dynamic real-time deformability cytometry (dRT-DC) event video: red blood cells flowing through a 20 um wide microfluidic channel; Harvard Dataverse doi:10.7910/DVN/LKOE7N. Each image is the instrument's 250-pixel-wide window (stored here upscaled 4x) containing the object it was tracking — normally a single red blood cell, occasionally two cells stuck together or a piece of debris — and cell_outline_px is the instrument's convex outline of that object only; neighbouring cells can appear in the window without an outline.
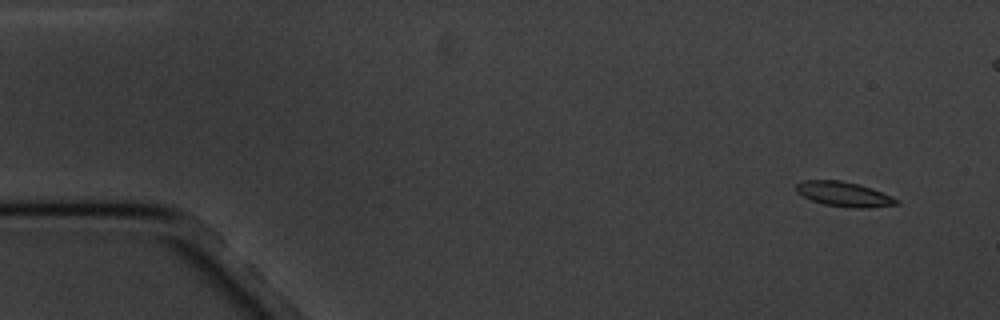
{"species": "common noctule bat (a hibernating species)", "species_latin": "Nyctalus noctula", "temperature_condition": "cold", "stored_images_in_passage": 9, "camera_frame_rate_fps": 3000, "um_per_image_px": 0.085, "animal": {"sex": "male", "body_mass_g": 20.1, "forearm_length_mm": 53.5}, "frame": {"image": 1, "passage_image": 1, "time_ms": 0.0, "image_size_px": [1000, 320], "cell_outline_px": [[900, 204], [868, 208], [856, 208], [824, 204], [812, 200], [796, 192], [796, 184], [804, 180], [840, 180], [860, 184], [872, 188], [892, 196], [900, 200]], "centroid_in_image_um": [71.78, 16.5], "position_along_channel_um": 13.2, "area_um2": 14.51}}
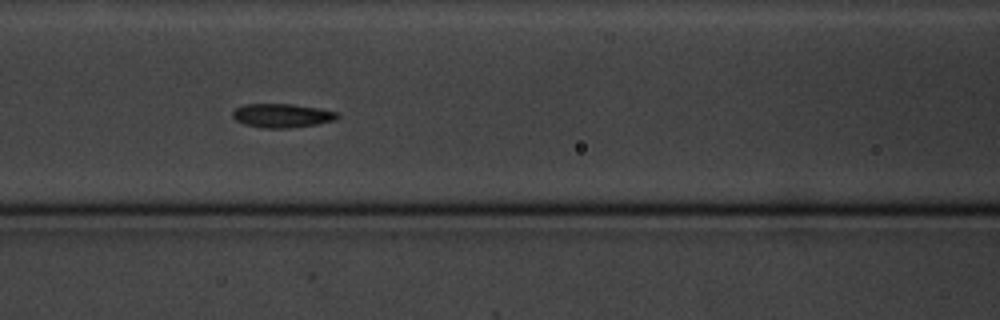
{"frame": {"image": 2, "passage_image": 7, "time_ms": 7.0, "image_size_px": [1000, 320], "cell_outline_px": [[340, 116], [336, 120], [316, 124], [288, 128], [264, 128], [244, 124], [236, 120], [232, 116], [232, 112], [236, 108], [244, 104], [292, 104], [320, 108], [340, 112]], "centroid_in_image_um": [24.01, 9.82], "position_along_channel_um": 142.6, "area_um2": 14.68}}
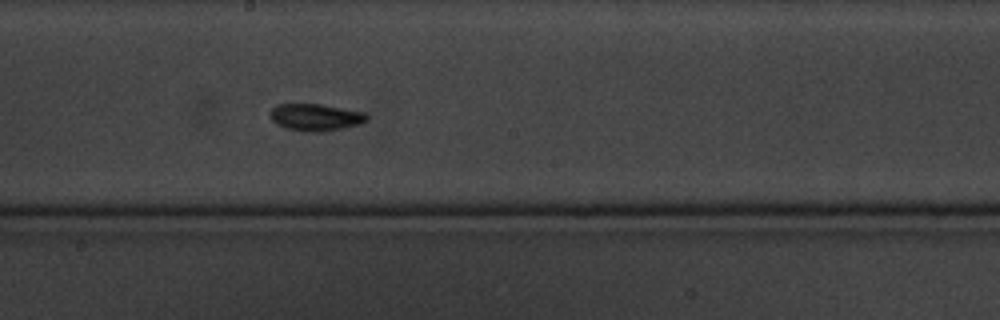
{"frame": {"image": 3, "passage_image": 9, "time_ms": 9.333, "image_size_px": [1000, 320], "cell_outline_px": [[368, 120], [356, 124], [324, 132], [316, 132], [288, 128], [276, 124], [272, 120], [272, 108], [276, 104], [320, 104], [364, 112], [368, 116]], "centroid_in_image_um": [26.82, 9.95], "position_along_channel_um": 221.4, "area_um2": 14.8}}